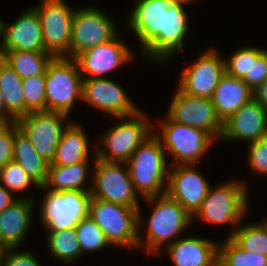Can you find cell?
I'll return each mask as SVG.
<instances>
[{"label": "cell", "mask_w": 267, "mask_h": 266, "mask_svg": "<svg viewBox=\"0 0 267 266\" xmlns=\"http://www.w3.org/2000/svg\"><path fill=\"white\" fill-rule=\"evenodd\" d=\"M145 201L153 210L145 228V237L138 232V248L156 256L161 247H167L180 238L193 218L167 193L145 198Z\"/></svg>", "instance_id": "obj_1"}, {"label": "cell", "mask_w": 267, "mask_h": 266, "mask_svg": "<svg viewBox=\"0 0 267 266\" xmlns=\"http://www.w3.org/2000/svg\"><path fill=\"white\" fill-rule=\"evenodd\" d=\"M166 155L160 140L152 134L126 162L135 191L141 198L166 193L170 169Z\"/></svg>", "instance_id": "obj_2"}, {"label": "cell", "mask_w": 267, "mask_h": 266, "mask_svg": "<svg viewBox=\"0 0 267 266\" xmlns=\"http://www.w3.org/2000/svg\"><path fill=\"white\" fill-rule=\"evenodd\" d=\"M138 110L129 116L118 117V122L109 127L96 147V158L105 162L126 163L132 153L153 134V125L147 115Z\"/></svg>", "instance_id": "obj_3"}, {"label": "cell", "mask_w": 267, "mask_h": 266, "mask_svg": "<svg viewBox=\"0 0 267 266\" xmlns=\"http://www.w3.org/2000/svg\"><path fill=\"white\" fill-rule=\"evenodd\" d=\"M226 181L222 182L223 184H217L214 188L210 187L208 195L193 220L198 218L210 224L231 225L233 230L228 236L231 237L239 223H242L243 217L246 216L249 193L246 182L235 179Z\"/></svg>", "instance_id": "obj_4"}, {"label": "cell", "mask_w": 267, "mask_h": 266, "mask_svg": "<svg viewBox=\"0 0 267 266\" xmlns=\"http://www.w3.org/2000/svg\"><path fill=\"white\" fill-rule=\"evenodd\" d=\"M153 128L166 152L173 156L170 166L191 165L201 162L216 139L207 131L170 120L167 116ZM159 129V130H158Z\"/></svg>", "instance_id": "obj_5"}, {"label": "cell", "mask_w": 267, "mask_h": 266, "mask_svg": "<svg viewBox=\"0 0 267 266\" xmlns=\"http://www.w3.org/2000/svg\"><path fill=\"white\" fill-rule=\"evenodd\" d=\"M83 77L74 58L53 57L45 72L46 111L70 116L82 99Z\"/></svg>", "instance_id": "obj_6"}, {"label": "cell", "mask_w": 267, "mask_h": 266, "mask_svg": "<svg viewBox=\"0 0 267 266\" xmlns=\"http://www.w3.org/2000/svg\"><path fill=\"white\" fill-rule=\"evenodd\" d=\"M96 153L92 159L91 196L96 199L126 205L138 210V231L143 227L142 212L137 198L130 172L126 163L105 162L97 159ZM126 165V166H124Z\"/></svg>", "instance_id": "obj_7"}, {"label": "cell", "mask_w": 267, "mask_h": 266, "mask_svg": "<svg viewBox=\"0 0 267 266\" xmlns=\"http://www.w3.org/2000/svg\"><path fill=\"white\" fill-rule=\"evenodd\" d=\"M89 217L93 219L114 247L138 249V210L91 197Z\"/></svg>", "instance_id": "obj_8"}, {"label": "cell", "mask_w": 267, "mask_h": 266, "mask_svg": "<svg viewBox=\"0 0 267 266\" xmlns=\"http://www.w3.org/2000/svg\"><path fill=\"white\" fill-rule=\"evenodd\" d=\"M40 220L47 231L65 230L76 227L89 216L90 191H51L45 193Z\"/></svg>", "instance_id": "obj_9"}, {"label": "cell", "mask_w": 267, "mask_h": 266, "mask_svg": "<svg viewBox=\"0 0 267 266\" xmlns=\"http://www.w3.org/2000/svg\"><path fill=\"white\" fill-rule=\"evenodd\" d=\"M40 19L44 48L53 57H69L75 8L64 0H42L32 7Z\"/></svg>", "instance_id": "obj_10"}, {"label": "cell", "mask_w": 267, "mask_h": 266, "mask_svg": "<svg viewBox=\"0 0 267 266\" xmlns=\"http://www.w3.org/2000/svg\"><path fill=\"white\" fill-rule=\"evenodd\" d=\"M96 7L76 8L72 19L70 58L112 40L119 32L117 24Z\"/></svg>", "instance_id": "obj_11"}, {"label": "cell", "mask_w": 267, "mask_h": 266, "mask_svg": "<svg viewBox=\"0 0 267 266\" xmlns=\"http://www.w3.org/2000/svg\"><path fill=\"white\" fill-rule=\"evenodd\" d=\"M69 116L52 111H33L16 120L36 152L51 163ZM67 122V123H66ZM65 125V126H64Z\"/></svg>", "instance_id": "obj_12"}, {"label": "cell", "mask_w": 267, "mask_h": 266, "mask_svg": "<svg viewBox=\"0 0 267 266\" xmlns=\"http://www.w3.org/2000/svg\"><path fill=\"white\" fill-rule=\"evenodd\" d=\"M185 4L162 10L161 32L142 50V55L155 63H169L174 54L184 50L189 31ZM177 52V53H176Z\"/></svg>", "instance_id": "obj_13"}, {"label": "cell", "mask_w": 267, "mask_h": 266, "mask_svg": "<svg viewBox=\"0 0 267 266\" xmlns=\"http://www.w3.org/2000/svg\"><path fill=\"white\" fill-rule=\"evenodd\" d=\"M170 102L166 112L170 120L205 130L221 140L223 123L216 114L212 99L190 96L177 88Z\"/></svg>", "instance_id": "obj_14"}, {"label": "cell", "mask_w": 267, "mask_h": 266, "mask_svg": "<svg viewBox=\"0 0 267 266\" xmlns=\"http://www.w3.org/2000/svg\"><path fill=\"white\" fill-rule=\"evenodd\" d=\"M215 48L203 51L198 59L184 67L177 87L187 95L212 98L221 77L225 74V62Z\"/></svg>", "instance_id": "obj_15"}, {"label": "cell", "mask_w": 267, "mask_h": 266, "mask_svg": "<svg viewBox=\"0 0 267 266\" xmlns=\"http://www.w3.org/2000/svg\"><path fill=\"white\" fill-rule=\"evenodd\" d=\"M81 101L114 118L132 115L140 109L124 88L108 77L83 78Z\"/></svg>", "instance_id": "obj_16"}, {"label": "cell", "mask_w": 267, "mask_h": 266, "mask_svg": "<svg viewBox=\"0 0 267 266\" xmlns=\"http://www.w3.org/2000/svg\"><path fill=\"white\" fill-rule=\"evenodd\" d=\"M196 164L170 166L166 193L193 218L211 187Z\"/></svg>", "instance_id": "obj_17"}, {"label": "cell", "mask_w": 267, "mask_h": 266, "mask_svg": "<svg viewBox=\"0 0 267 266\" xmlns=\"http://www.w3.org/2000/svg\"><path fill=\"white\" fill-rule=\"evenodd\" d=\"M117 34L112 40L79 53L74 59L83 78L107 77L132 60L130 47Z\"/></svg>", "instance_id": "obj_18"}, {"label": "cell", "mask_w": 267, "mask_h": 266, "mask_svg": "<svg viewBox=\"0 0 267 266\" xmlns=\"http://www.w3.org/2000/svg\"><path fill=\"white\" fill-rule=\"evenodd\" d=\"M11 24L1 21V51L46 52L40 19L31 7Z\"/></svg>", "instance_id": "obj_19"}, {"label": "cell", "mask_w": 267, "mask_h": 266, "mask_svg": "<svg viewBox=\"0 0 267 266\" xmlns=\"http://www.w3.org/2000/svg\"><path fill=\"white\" fill-rule=\"evenodd\" d=\"M267 136V111L252 98L223 123L221 140L251 143Z\"/></svg>", "instance_id": "obj_20"}, {"label": "cell", "mask_w": 267, "mask_h": 266, "mask_svg": "<svg viewBox=\"0 0 267 266\" xmlns=\"http://www.w3.org/2000/svg\"><path fill=\"white\" fill-rule=\"evenodd\" d=\"M33 197L24 196L0 212V248H19L29 234L33 211Z\"/></svg>", "instance_id": "obj_21"}, {"label": "cell", "mask_w": 267, "mask_h": 266, "mask_svg": "<svg viewBox=\"0 0 267 266\" xmlns=\"http://www.w3.org/2000/svg\"><path fill=\"white\" fill-rule=\"evenodd\" d=\"M177 4L175 0H134L126 24L137 36L140 51L161 32L162 10Z\"/></svg>", "instance_id": "obj_22"}, {"label": "cell", "mask_w": 267, "mask_h": 266, "mask_svg": "<svg viewBox=\"0 0 267 266\" xmlns=\"http://www.w3.org/2000/svg\"><path fill=\"white\" fill-rule=\"evenodd\" d=\"M203 237L182 236L165 250L175 266H218L219 244Z\"/></svg>", "instance_id": "obj_23"}, {"label": "cell", "mask_w": 267, "mask_h": 266, "mask_svg": "<svg viewBox=\"0 0 267 266\" xmlns=\"http://www.w3.org/2000/svg\"><path fill=\"white\" fill-rule=\"evenodd\" d=\"M253 98V91L242 79L224 74L212 96L218 118L224 123Z\"/></svg>", "instance_id": "obj_24"}, {"label": "cell", "mask_w": 267, "mask_h": 266, "mask_svg": "<svg viewBox=\"0 0 267 266\" xmlns=\"http://www.w3.org/2000/svg\"><path fill=\"white\" fill-rule=\"evenodd\" d=\"M86 134L78 122H69L62 132L55 157L49 164L70 166L89 159L90 147Z\"/></svg>", "instance_id": "obj_25"}, {"label": "cell", "mask_w": 267, "mask_h": 266, "mask_svg": "<svg viewBox=\"0 0 267 266\" xmlns=\"http://www.w3.org/2000/svg\"><path fill=\"white\" fill-rule=\"evenodd\" d=\"M89 159L70 166L49 164L47 179L41 190L61 191H90L91 186L85 188L88 171L90 172ZM84 185V186H83Z\"/></svg>", "instance_id": "obj_26"}, {"label": "cell", "mask_w": 267, "mask_h": 266, "mask_svg": "<svg viewBox=\"0 0 267 266\" xmlns=\"http://www.w3.org/2000/svg\"><path fill=\"white\" fill-rule=\"evenodd\" d=\"M13 161L19 164L39 186L45 184L49 162L36 152L29 139L18 128L16 122Z\"/></svg>", "instance_id": "obj_27"}, {"label": "cell", "mask_w": 267, "mask_h": 266, "mask_svg": "<svg viewBox=\"0 0 267 266\" xmlns=\"http://www.w3.org/2000/svg\"><path fill=\"white\" fill-rule=\"evenodd\" d=\"M0 91L6 112L15 121L25 116L22 79L4 59L0 62Z\"/></svg>", "instance_id": "obj_28"}, {"label": "cell", "mask_w": 267, "mask_h": 266, "mask_svg": "<svg viewBox=\"0 0 267 266\" xmlns=\"http://www.w3.org/2000/svg\"><path fill=\"white\" fill-rule=\"evenodd\" d=\"M3 59L23 80L46 72L53 56L48 52L2 51Z\"/></svg>", "instance_id": "obj_29"}, {"label": "cell", "mask_w": 267, "mask_h": 266, "mask_svg": "<svg viewBox=\"0 0 267 266\" xmlns=\"http://www.w3.org/2000/svg\"><path fill=\"white\" fill-rule=\"evenodd\" d=\"M46 238L50 256L58 261L70 264L82 255L75 227L48 231Z\"/></svg>", "instance_id": "obj_30"}, {"label": "cell", "mask_w": 267, "mask_h": 266, "mask_svg": "<svg viewBox=\"0 0 267 266\" xmlns=\"http://www.w3.org/2000/svg\"><path fill=\"white\" fill-rule=\"evenodd\" d=\"M242 225V226H241ZM242 249L267 256V222L240 224L230 237Z\"/></svg>", "instance_id": "obj_31"}, {"label": "cell", "mask_w": 267, "mask_h": 266, "mask_svg": "<svg viewBox=\"0 0 267 266\" xmlns=\"http://www.w3.org/2000/svg\"><path fill=\"white\" fill-rule=\"evenodd\" d=\"M218 266H267V256L246 251L227 237L219 244Z\"/></svg>", "instance_id": "obj_32"}, {"label": "cell", "mask_w": 267, "mask_h": 266, "mask_svg": "<svg viewBox=\"0 0 267 266\" xmlns=\"http://www.w3.org/2000/svg\"><path fill=\"white\" fill-rule=\"evenodd\" d=\"M75 228L82 255L84 252L92 253L111 245L101 228L89 216L84 218Z\"/></svg>", "instance_id": "obj_33"}, {"label": "cell", "mask_w": 267, "mask_h": 266, "mask_svg": "<svg viewBox=\"0 0 267 266\" xmlns=\"http://www.w3.org/2000/svg\"><path fill=\"white\" fill-rule=\"evenodd\" d=\"M266 49L255 46H246L235 50L231 56L224 60L225 73L229 76L243 79L250 72L252 67V59H258Z\"/></svg>", "instance_id": "obj_34"}, {"label": "cell", "mask_w": 267, "mask_h": 266, "mask_svg": "<svg viewBox=\"0 0 267 266\" xmlns=\"http://www.w3.org/2000/svg\"><path fill=\"white\" fill-rule=\"evenodd\" d=\"M0 184L12 194L27 190L30 185L40 186L14 161L0 168Z\"/></svg>", "instance_id": "obj_35"}, {"label": "cell", "mask_w": 267, "mask_h": 266, "mask_svg": "<svg viewBox=\"0 0 267 266\" xmlns=\"http://www.w3.org/2000/svg\"><path fill=\"white\" fill-rule=\"evenodd\" d=\"M25 96V115L46 110L45 73L22 80Z\"/></svg>", "instance_id": "obj_36"}, {"label": "cell", "mask_w": 267, "mask_h": 266, "mask_svg": "<svg viewBox=\"0 0 267 266\" xmlns=\"http://www.w3.org/2000/svg\"><path fill=\"white\" fill-rule=\"evenodd\" d=\"M248 151V163L256 175H267V136L251 142Z\"/></svg>", "instance_id": "obj_37"}, {"label": "cell", "mask_w": 267, "mask_h": 266, "mask_svg": "<svg viewBox=\"0 0 267 266\" xmlns=\"http://www.w3.org/2000/svg\"><path fill=\"white\" fill-rule=\"evenodd\" d=\"M267 79V50L258 58L252 59V67L242 79L254 92Z\"/></svg>", "instance_id": "obj_38"}, {"label": "cell", "mask_w": 267, "mask_h": 266, "mask_svg": "<svg viewBox=\"0 0 267 266\" xmlns=\"http://www.w3.org/2000/svg\"><path fill=\"white\" fill-rule=\"evenodd\" d=\"M18 248H4L2 266H41L31 251H17Z\"/></svg>", "instance_id": "obj_39"}, {"label": "cell", "mask_w": 267, "mask_h": 266, "mask_svg": "<svg viewBox=\"0 0 267 266\" xmlns=\"http://www.w3.org/2000/svg\"><path fill=\"white\" fill-rule=\"evenodd\" d=\"M15 121L0 134V168L13 161Z\"/></svg>", "instance_id": "obj_40"}, {"label": "cell", "mask_w": 267, "mask_h": 266, "mask_svg": "<svg viewBox=\"0 0 267 266\" xmlns=\"http://www.w3.org/2000/svg\"><path fill=\"white\" fill-rule=\"evenodd\" d=\"M253 98L267 111V79L253 92Z\"/></svg>", "instance_id": "obj_41"}, {"label": "cell", "mask_w": 267, "mask_h": 266, "mask_svg": "<svg viewBox=\"0 0 267 266\" xmlns=\"http://www.w3.org/2000/svg\"><path fill=\"white\" fill-rule=\"evenodd\" d=\"M16 200L17 198L13 197V194L0 184V212L10 206Z\"/></svg>", "instance_id": "obj_42"}, {"label": "cell", "mask_w": 267, "mask_h": 266, "mask_svg": "<svg viewBox=\"0 0 267 266\" xmlns=\"http://www.w3.org/2000/svg\"><path fill=\"white\" fill-rule=\"evenodd\" d=\"M14 121L13 118L0 117V134Z\"/></svg>", "instance_id": "obj_43"}, {"label": "cell", "mask_w": 267, "mask_h": 266, "mask_svg": "<svg viewBox=\"0 0 267 266\" xmlns=\"http://www.w3.org/2000/svg\"><path fill=\"white\" fill-rule=\"evenodd\" d=\"M0 117L2 118H12L5 110L4 101H3V95L0 91Z\"/></svg>", "instance_id": "obj_44"}, {"label": "cell", "mask_w": 267, "mask_h": 266, "mask_svg": "<svg viewBox=\"0 0 267 266\" xmlns=\"http://www.w3.org/2000/svg\"><path fill=\"white\" fill-rule=\"evenodd\" d=\"M175 1H177L178 3L188 5L189 3L191 4V2H193V1L195 2L196 0H175Z\"/></svg>", "instance_id": "obj_45"}, {"label": "cell", "mask_w": 267, "mask_h": 266, "mask_svg": "<svg viewBox=\"0 0 267 266\" xmlns=\"http://www.w3.org/2000/svg\"><path fill=\"white\" fill-rule=\"evenodd\" d=\"M2 254H3V249L0 248V266H2Z\"/></svg>", "instance_id": "obj_46"}, {"label": "cell", "mask_w": 267, "mask_h": 266, "mask_svg": "<svg viewBox=\"0 0 267 266\" xmlns=\"http://www.w3.org/2000/svg\"><path fill=\"white\" fill-rule=\"evenodd\" d=\"M2 59H3V53H2V51L0 49V62L2 61Z\"/></svg>", "instance_id": "obj_47"}, {"label": "cell", "mask_w": 267, "mask_h": 266, "mask_svg": "<svg viewBox=\"0 0 267 266\" xmlns=\"http://www.w3.org/2000/svg\"><path fill=\"white\" fill-rule=\"evenodd\" d=\"M1 18H0V37H1Z\"/></svg>", "instance_id": "obj_48"}]
</instances>
